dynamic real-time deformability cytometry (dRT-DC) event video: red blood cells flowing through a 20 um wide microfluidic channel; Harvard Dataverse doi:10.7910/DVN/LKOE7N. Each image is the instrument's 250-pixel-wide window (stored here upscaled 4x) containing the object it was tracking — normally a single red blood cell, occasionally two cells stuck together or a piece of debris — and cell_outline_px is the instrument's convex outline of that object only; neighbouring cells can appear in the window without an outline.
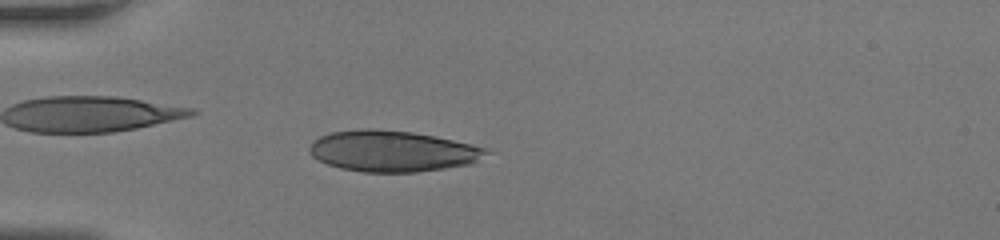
{"species": "human", "species_latin": "Homo sapiens", "temperature_condition": "room temperature", "stored_images_in_passage": 34, "camera_frame_rate_fps": 3000, "um_per_image_px": 0.085, "donor": {"sex": "female"}, "frame": {"image": 1, "passage_image": 6, "time_ms": 1.667, "image_size_px": [1000, 240], "cell_outline_px": [[492, 152], [472, 164], [416, 172], [364, 172], [340, 168], [328, 164], [312, 156], [308, 152], [308, 148], [312, 140], [328, 132], [360, 128], [372, 128], [412, 132], [472, 144], [484, 148]], "centroid_in_image_um": [33.32, 12.84], "position_along_channel_um": 51.7, "area_um2": 42.48}}
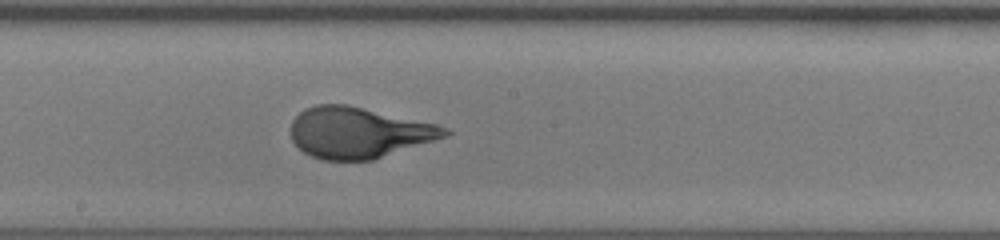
{"frame": {"image": 2, "passage_image": 18, "time_ms": 5.667, "image_size_px": [1000, 240], "cell_outline_px": [[452, 132], [448, 136], [372, 160], [324, 160], [312, 156], [304, 152], [292, 140], [292, 120], [304, 108], [316, 104], [348, 104], [436, 124], [448, 128]], "centroid_in_image_um": [30.49, 11.26], "position_along_channel_um": 217.7, "area_um2": 45.6}}
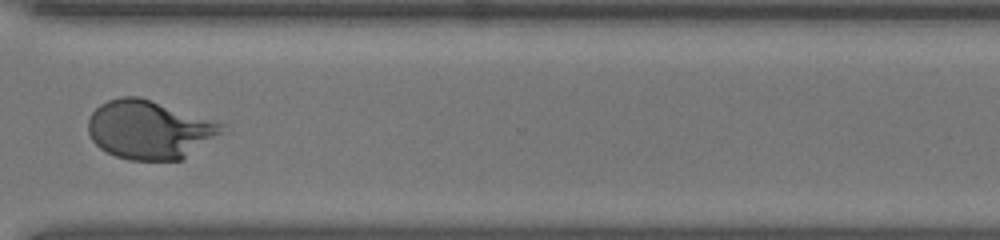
{"frame": {"image": 3, "passage_image": 27, "time_ms": 8.667, "image_size_px": [1000, 240], "cell_outline_px": [[228, 124], [220, 132], [180, 160], [128, 160], [116, 156], [100, 148], [92, 140], [88, 132], [88, 120], [92, 112], [100, 104], [108, 100], [120, 96], [140, 96]], "centroid_in_image_um": [12.66, 10.99], "position_along_channel_um": 357.9, "area_um2": 45.43}}